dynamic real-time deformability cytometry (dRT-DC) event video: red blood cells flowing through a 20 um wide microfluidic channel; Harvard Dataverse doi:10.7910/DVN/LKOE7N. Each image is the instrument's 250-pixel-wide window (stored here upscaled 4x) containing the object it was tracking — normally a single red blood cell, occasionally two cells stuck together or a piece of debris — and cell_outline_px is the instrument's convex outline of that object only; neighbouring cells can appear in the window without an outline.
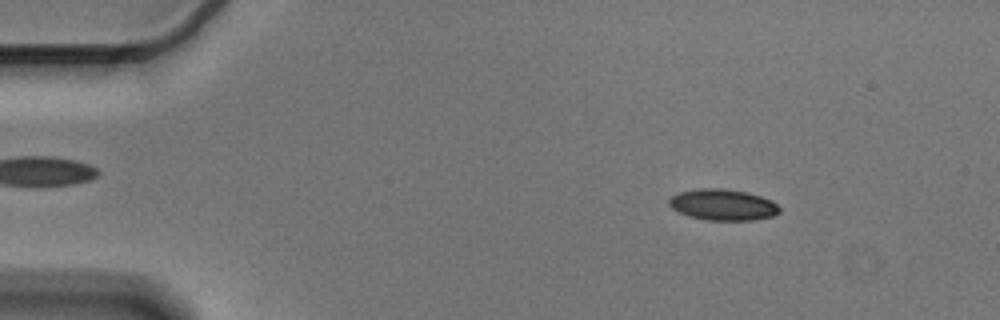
{"species": "Egyptian fruit bat (a non-hibernating species)", "species_latin": "Rousettus aegyptiacus", "temperature_condition": "cold", "stored_images_in_passage": 56, "camera_frame_rate_fps": 3000, "um_per_image_px": 0.085, "animal": {"sex": "male"}, "frame": {"image": 1, "passage_image": 8, "time_ms": 2.333, "image_size_px": [1000, 320], "cell_outline_px": [[780, 212], [772, 216], [752, 220], [704, 220], [688, 216], [672, 208], [668, 204], [668, 200], [672, 196], [680, 192], [700, 188], [724, 188], [748, 192], [772, 200], [780, 208]], "centroid_in_image_um": [61.44, 17.4], "position_along_channel_um": 23.6, "area_um2": 20.11}}
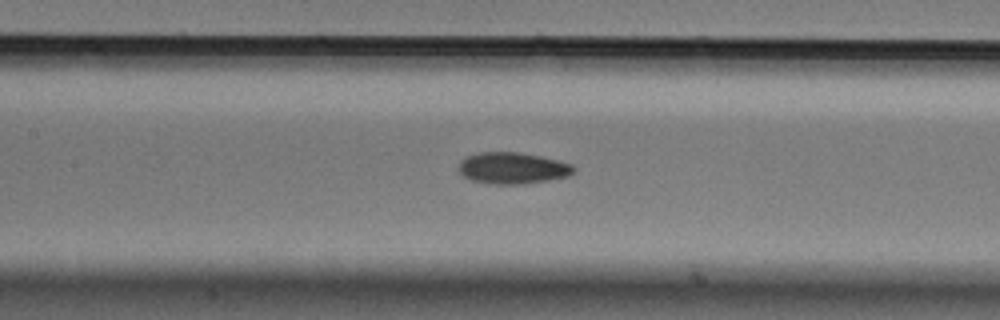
{"frame": {"image": 2, "passage_image": 26, "time_ms": 8.333, "image_size_px": [1000, 320], "cell_outline_px": [[576, 168], [568, 176], [548, 180], [524, 184], [488, 184], [472, 180], [464, 176], [456, 168], [460, 160], [464, 156], [476, 152], [520, 152], [540, 156], [572, 164]], "centroid_in_image_um": [43.5, 14.28], "position_along_channel_um": 163.9, "area_um2": 21.33}}
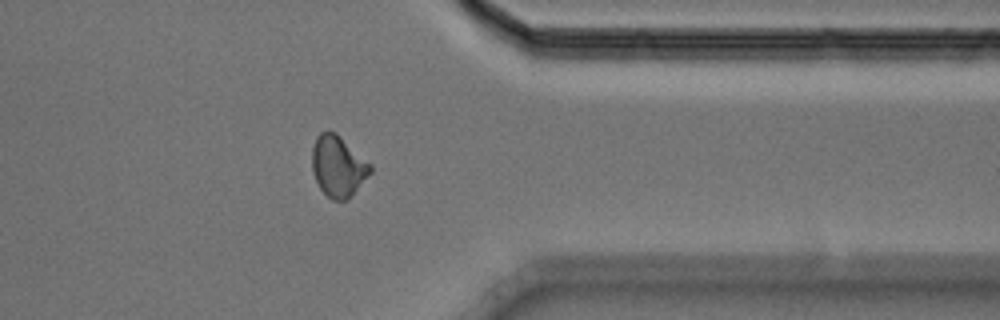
{"frame": {"image": 3, "passage_image": 45, "time_ms": 14.667, "image_size_px": [1000, 320], "cell_outline_px": [[372, 172], [344, 200], [332, 200], [320, 188], [312, 172], [312, 148], [316, 136], [320, 132], [328, 128], [336, 132], [372, 164]], "centroid_in_image_um": [28.71, 14.05], "position_along_channel_um": 382.7, "area_um2": 20.69}, "authors_computed_cell_mechanics": {"area_um2": 20.1722, "velocity_mm_per_s": 3.5839, "shape_relaxation_time_tau1_ms": 7.634, "shape_relaxation_time_tau2_ms": 3.4927, "deformation_change_tau1": 0.1464, "deformation_change_tau2": 0.0928}}